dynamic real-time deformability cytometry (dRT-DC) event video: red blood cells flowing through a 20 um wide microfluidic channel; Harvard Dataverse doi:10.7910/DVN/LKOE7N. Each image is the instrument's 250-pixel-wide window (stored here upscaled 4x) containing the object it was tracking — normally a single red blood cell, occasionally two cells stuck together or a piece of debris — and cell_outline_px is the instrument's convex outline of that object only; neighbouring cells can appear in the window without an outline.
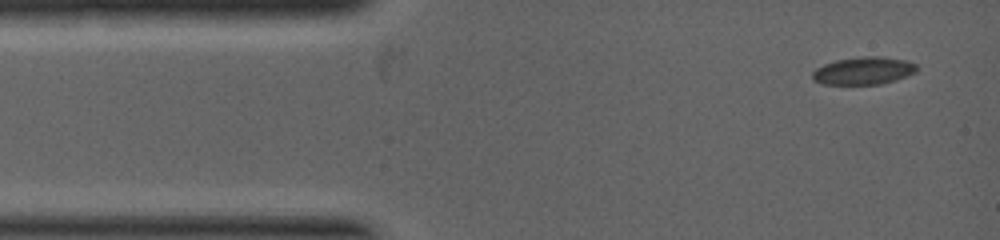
{"species": "common noctule bat (a hibernating species)", "species_latin": "Nyctalus noctula", "temperature_condition": "warm", "stored_images_in_passage": 6, "camera_frame_rate_fps": 5000, "um_per_image_px": 0.085, "animal": {"sex": "female", "body_mass_g": 19.0, "forearm_length_mm": 53.3}, "frame": {"image": 1, "passage_image": 1, "time_ms": 0.0, "image_size_px": [1000, 240], "cell_outline_px": [[916, 72], [896, 80], [880, 84], [824, 84], [812, 80], [812, 72], [816, 68], [824, 64], [836, 60], [864, 56], [880, 56], [904, 60], [916, 64]], "centroid_in_image_um": [73.38, 6.01], "position_along_channel_um": 11.6, "area_um2": 16.7}}
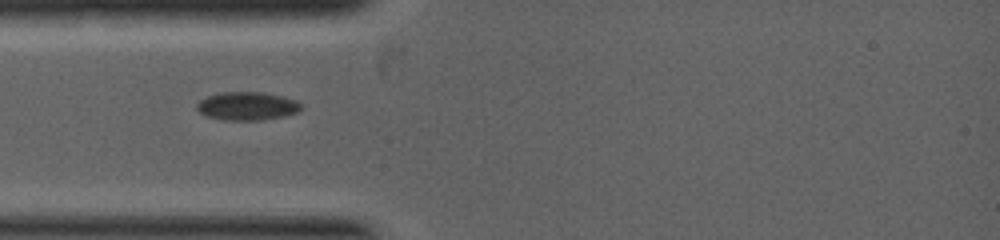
{"frame": {"image": 2, "passage_image": 5, "time_ms": 1.6, "image_size_px": [1000, 240], "cell_outline_px": [[300, 108], [296, 112], [284, 116], [260, 120], [224, 120], [204, 116], [196, 108], [196, 104], [200, 100], [208, 96], [220, 92], [264, 92], [284, 96], [296, 100], [300, 104]], "centroid_in_image_um": [20.97, 9.01], "position_along_channel_um": 64.0, "area_um2": 17.22}}